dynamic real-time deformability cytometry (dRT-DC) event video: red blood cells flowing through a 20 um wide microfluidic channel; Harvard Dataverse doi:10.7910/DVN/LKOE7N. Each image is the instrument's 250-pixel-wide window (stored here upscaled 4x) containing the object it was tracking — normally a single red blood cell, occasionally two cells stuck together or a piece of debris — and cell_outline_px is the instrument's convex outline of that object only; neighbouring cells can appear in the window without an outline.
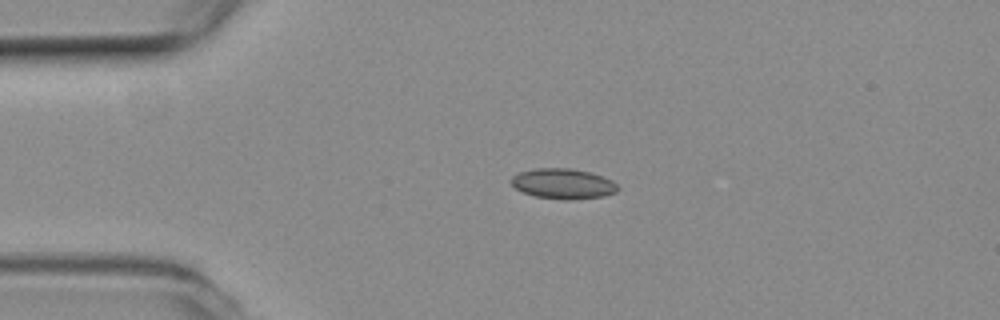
{"species": "common noctule bat (a hibernating species)", "species_latin": "Nyctalus noctula", "temperature_condition": "room temperature", "stored_images_in_passage": 3, "camera_frame_rate_fps": 3000, "um_per_image_px": 0.085, "animal": {"sex": "female", "body_mass_g": 19.3, "forearm_length_mm": 54.1}, "frame": {"image": 1, "passage_image": 2, "time_ms": 0.333, "image_size_px": [1000, 320], "cell_outline_px": [[620, 188], [616, 192], [604, 196], [572, 200], [564, 200], [536, 196], [524, 192], [516, 188], [508, 180], [512, 176], [520, 172], [536, 168], [572, 168], [588, 172], [612, 180]], "centroid_in_image_um": [47.86, 15.62], "position_along_channel_um": 37.1, "area_um2": 18.79}}